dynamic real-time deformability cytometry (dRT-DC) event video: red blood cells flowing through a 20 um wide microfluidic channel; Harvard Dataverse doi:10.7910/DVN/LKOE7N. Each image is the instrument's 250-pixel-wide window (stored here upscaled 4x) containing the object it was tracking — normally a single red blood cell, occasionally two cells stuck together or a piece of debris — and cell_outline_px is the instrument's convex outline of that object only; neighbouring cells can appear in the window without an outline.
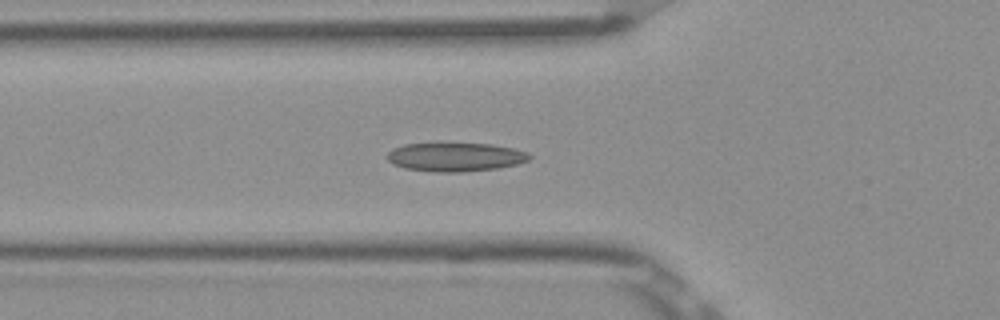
{"species": "Egyptian fruit bat (a non-hibernating species)", "species_latin": "Rousettus aegyptiacus", "temperature_condition": "room temperature", "stored_images_in_passage": 54, "camera_frame_rate_fps": 3000, "um_per_image_px": 0.085, "frame": {"image": 1, "passage_image": 19, "time_ms": 6.0, "image_size_px": [1000, 320], "cell_outline_px": [[532, 156], [528, 160], [516, 164], [496, 168], [460, 172], [432, 172], [404, 168], [392, 164], [388, 160], [388, 152], [392, 148], [404, 144], [492, 144], [512, 148], [524, 152]], "centroid_in_image_um": [38.65, 13.35], "position_along_channel_um": 87.1, "area_um2": 23.52}}
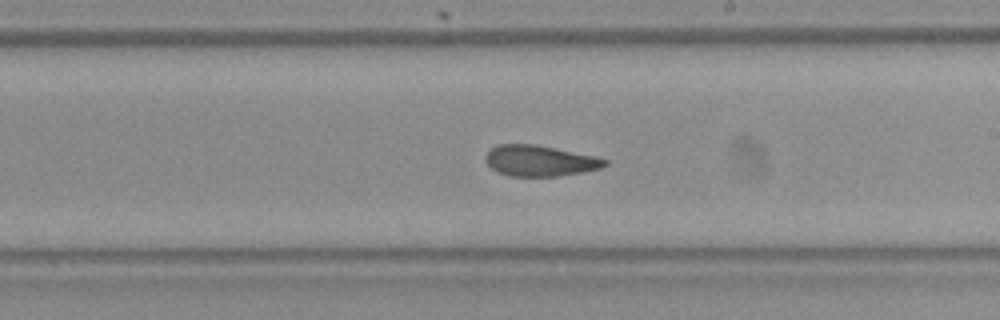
{"frame": {"image": 2, "passage_image": 31, "time_ms": 10.0, "image_size_px": [1000, 320], "cell_outline_px": [[608, 164], [600, 168], [580, 172], [556, 176], [508, 176], [496, 172], [484, 160], [484, 156], [488, 148], [496, 144], [532, 144], [596, 156], [608, 160]], "centroid_in_image_um": [45.81, 13.66], "position_along_channel_um": 243.2, "area_um2": 21.5}}
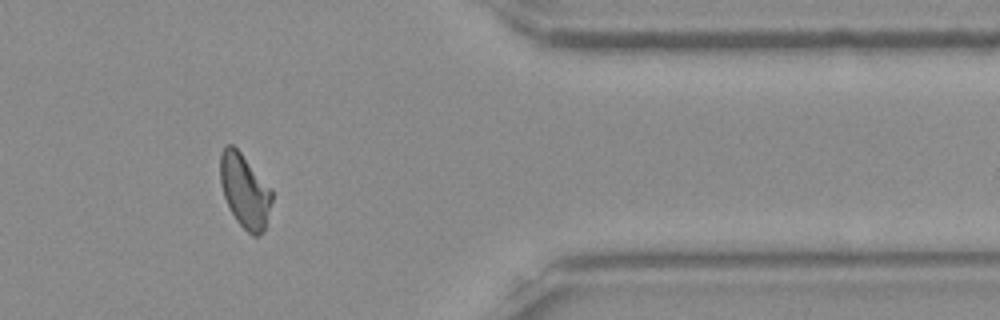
{"frame": {"image": 3, "passage_image": 44, "time_ms": 14.333, "image_size_px": [1000, 320], "cell_outline_px": [[272, 200], [264, 232], [260, 236], [252, 236], [236, 220], [224, 196], [220, 184], [220, 152], [224, 144], [232, 144], [240, 152], [272, 188]], "centroid_in_image_um": [20.8, 16.21], "position_along_channel_um": 390.6, "area_um2": 22.31}}